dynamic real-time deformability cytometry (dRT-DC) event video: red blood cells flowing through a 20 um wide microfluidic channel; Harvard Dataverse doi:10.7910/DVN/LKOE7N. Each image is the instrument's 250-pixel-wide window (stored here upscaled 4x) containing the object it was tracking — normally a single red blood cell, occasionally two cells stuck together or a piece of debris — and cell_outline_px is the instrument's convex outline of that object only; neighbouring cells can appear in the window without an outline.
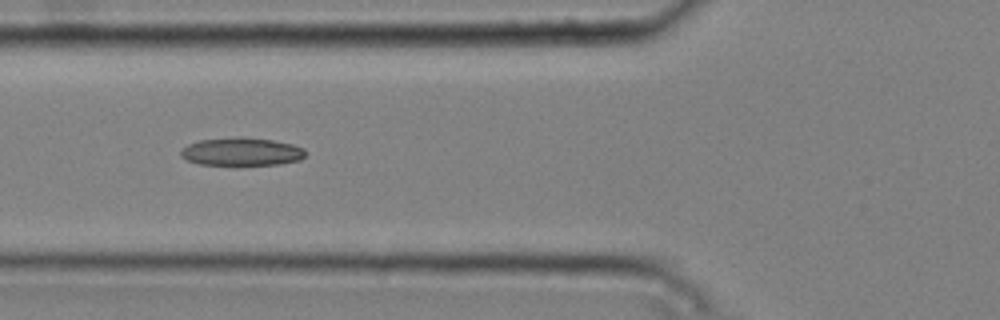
{"species": "common noctule bat (a hibernating species)", "species_latin": "Nyctalus noctula", "temperature_condition": "cold", "stored_images_in_passage": 8, "camera_frame_rate_fps": 3000, "um_per_image_px": 0.085, "animal": {"sex": "male", "body_mass_g": 20.4}, "frame": {"image": 1, "passage_image": 4, "time_ms": 1.0, "image_size_px": [1000, 320], "cell_outline_px": [[304, 156], [300, 160], [280, 164], [236, 168], [200, 164], [188, 160], [180, 156], [180, 152], [188, 144], [200, 140], [236, 136], [244, 136], [272, 140], [292, 144], [304, 148]], "centroid_in_image_um": [20.52, 12.93], "position_along_channel_um": 105.3, "area_um2": 21.39}}
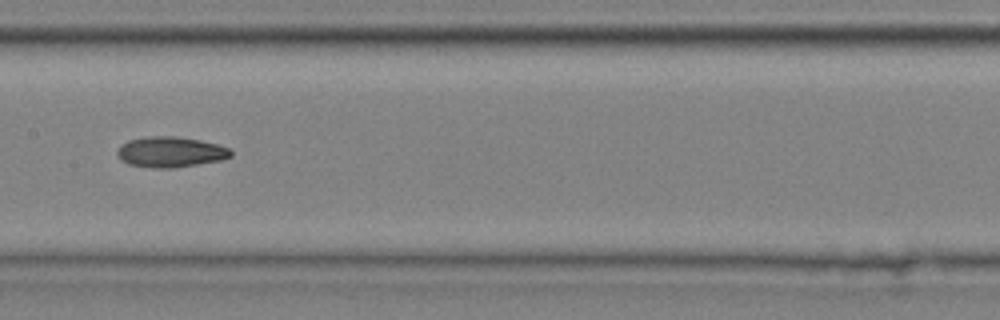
{"frame": {"image": 2, "passage_image": 6, "time_ms": 1.667, "image_size_px": [1000, 320], "cell_outline_px": [[232, 156], [220, 160], [172, 168], [156, 168], [128, 164], [116, 152], [120, 144], [128, 140], [144, 136], [176, 136], [200, 140], [216, 144], [228, 148], [232, 152]], "centroid_in_image_um": [14.47, 12.9], "position_along_channel_um": 192.9, "area_um2": 20.06}}
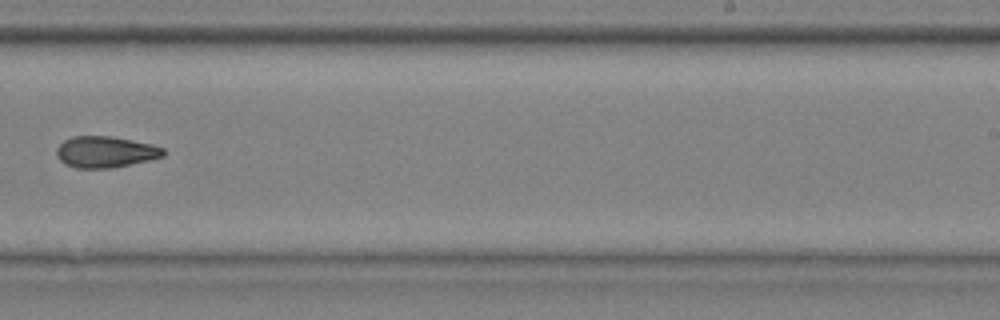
{"frame": {"image": 3, "passage_image": 8, "time_ms": 2.333, "image_size_px": [1000, 320], "cell_outline_px": [[164, 156], [148, 160], [112, 168], [76, 168], [64, 164], [56, 156], [56, 148], [64, 140], [72, 136], [112, 136], [152, 144], [164, 148]], "centroid_in_image_um": [8.93, 12.91], "position_along_channel_um": 280.1, "area_um2": 19.54}}